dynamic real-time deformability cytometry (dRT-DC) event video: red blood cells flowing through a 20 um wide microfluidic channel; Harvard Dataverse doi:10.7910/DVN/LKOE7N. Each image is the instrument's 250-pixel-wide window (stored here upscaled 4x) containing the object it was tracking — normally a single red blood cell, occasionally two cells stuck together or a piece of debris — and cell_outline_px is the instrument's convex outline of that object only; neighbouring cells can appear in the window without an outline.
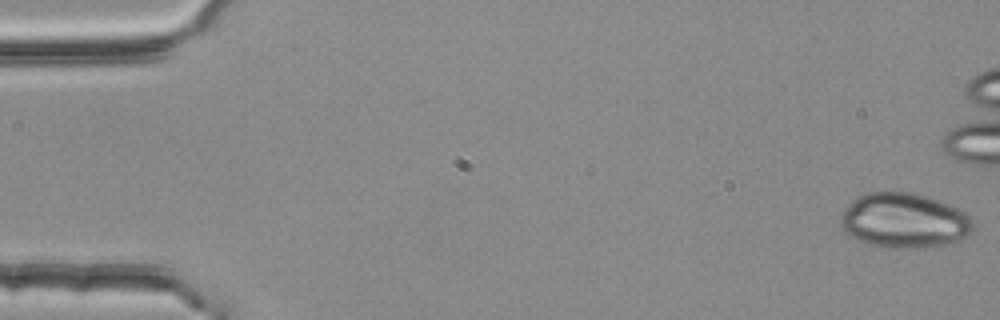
{"species": "common noctule bat (a hibernating species)", "species_latin": "Nyctalus noctula", "temperature_condition": "room temperature", "stored_images_in_passage": 37, "camera_frame_rate_fps": 3000, "um_per_image_px": 0.085, "animal": {"sex": "female", "body_mass_g": 25.1}, "frame": {"image": 1, "passage_image": 1, "time_ms": 0.0, "image_size_px": [1000, 320], "cell_outline_px": [[972, 232], [952, 244], [916, 248], [888, 248], [868, 244], [852, 236], [840, 224], [840, 216], [848, 204], [856, 196], [864, 192], [912, 192], [948, 204], [964, 212], [972, 220]], "centroid_in_image_um": [76.84, 18.75], "position_along_channel_um": 8.2, "area_um2": 42.25}}
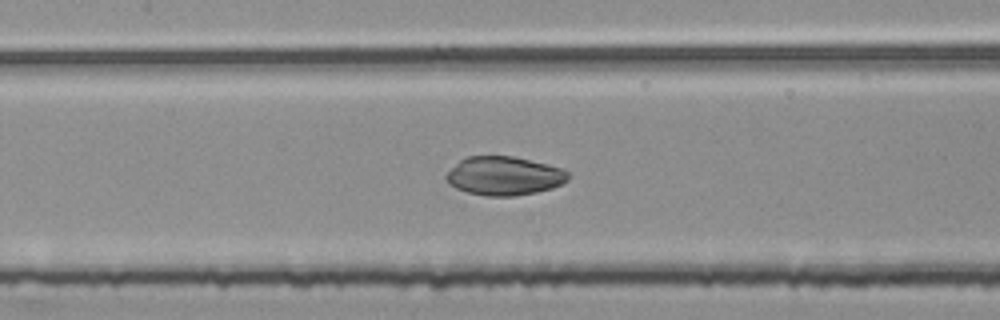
{"frame": {"image": 2, "passage_image": 25, "time_ms": 8.0, "image_size_px": [1000, 320], "cell_outline_px": [[572, 172], [568, 180], [564, 184], [552, 188], [536, 192], [516, 196], [484, 196], [468, 192], [456, 188], [448, 184], [444, 176], [460, 160], [468, 156], [512, 156], [548, 164]], "centroid_in_image_um": [42.89, 14.96], "position_along_channel_um": 164.5, "area_um2": 27.74}}
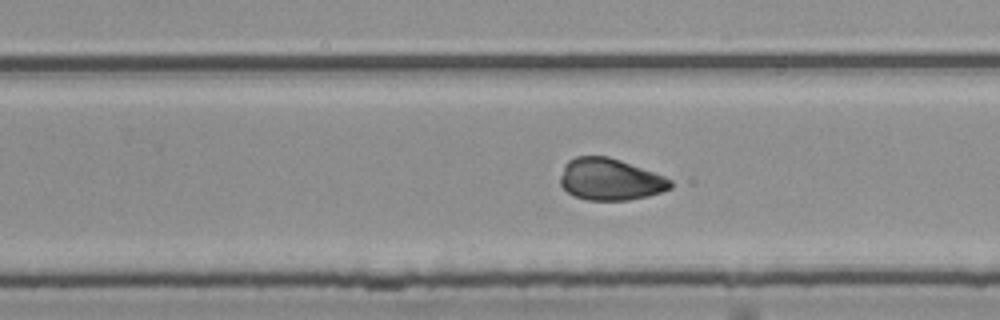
{"frame": {"image": 3, "passage_image": 34, "time_ms": 11.0, "image_size_px": [1000, 320], "cell_outline_px": [[672, 188], [648, 196], [628, 200], [588, 200], [572, 196], [560, 184], [560, 176], [564, 164], [568, 160], [576, 156], [608, 156], [620, 160], [664, 176], [672, 180]], "centroid_in_image_um": [51.84, 15.25], "position_along_channel_um": 278.0, "area_um2": 26.88}}